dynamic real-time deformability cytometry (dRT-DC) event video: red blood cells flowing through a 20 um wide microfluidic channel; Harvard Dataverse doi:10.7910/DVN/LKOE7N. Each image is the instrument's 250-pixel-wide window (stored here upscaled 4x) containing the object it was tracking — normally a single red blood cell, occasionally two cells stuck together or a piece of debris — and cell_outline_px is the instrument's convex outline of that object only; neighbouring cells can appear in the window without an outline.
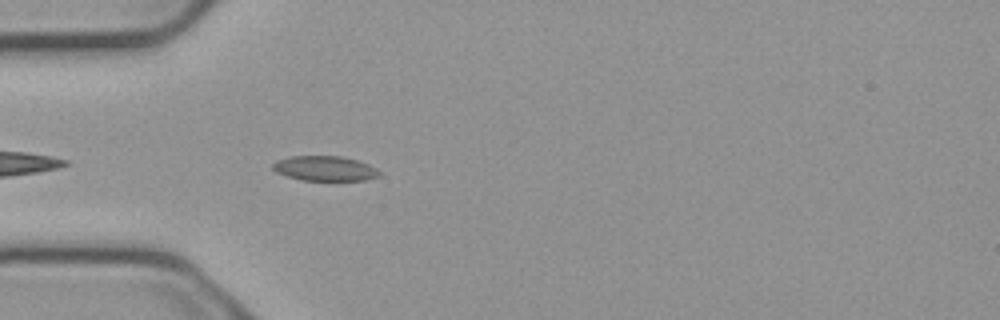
{"species": "common noctule bat (a hibernating species)", "species_latin": "Nyctalus noctula", "temperature_condition": "cold", "stored_images_in_passage": 41, "camera_frame_rate_fps": 3000, "um_per_image_px": 0.085, "animal": {"sex": "male", "body_mass_g": 23.1, "forearm_length_mm": 52.7}, "frame": {"image": 1, "passage_image": 3, "time_ms": 0.667, "image_size_px": [1000, 320], "cell_outline_px": [[380, 176], [364, 180], [304, 180], [288, 176], [276, 172], [272, 168], [272, 164], [276, 160], [292, 156], [340, 156], [356, 160], [368, 164], [376, 168], [380, 172]], "centroid_in_image_um": [27.61, 14.31], "position_along_channel_um": 57.4, "area_um2": 15.32}}
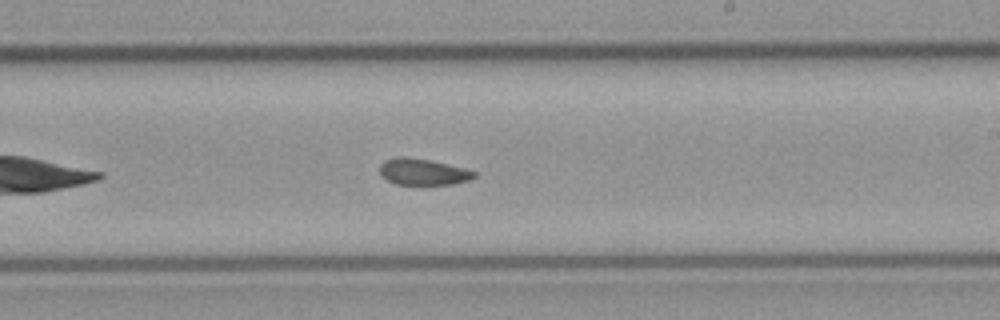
{"frame": {"image": 2, "passage_image": 19, "time_ms": 6.0, "image_size_px": [1000, 320], "cell_outline_px": [[476, 176], [468, 180], [452, 184], [396, 184], [380, 176], [380, 164], [384, 160], [396, 156], [400, 156], [428, 160], [464, 168], [476, 172]], "centroid_in_image_um": [35.91, 14.6], "position_along_channel_um": 253.1, "area_um2": 14.33}}
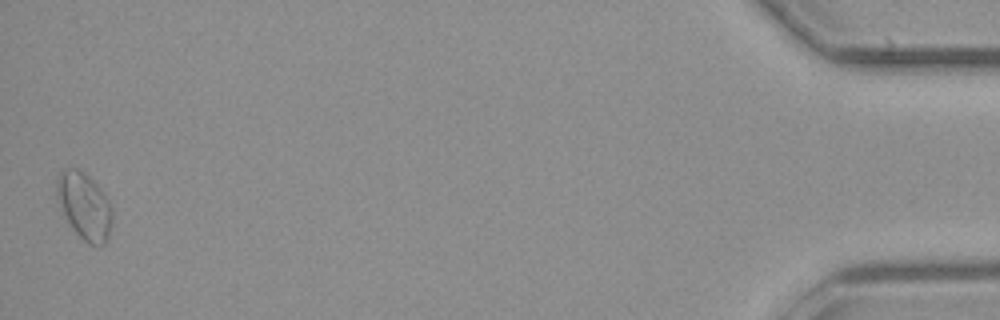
{"frame": {"image": 3, "passage_image": 41, "time_ms": 13.333, "image_size_px": [1000, 320], "cell_outline_px": [[112, 220], [108, 240], [100, 248], [88, 244], [72, 228], [56, 196], [56, 176], [64, 168], [76, 168], [84, 172], [104, 192], [112, 208]], "centroid_in_image_um": [7.19, 17.51], "position_along_channel_um": 428.0, "area_um2": 21.68}, "authors_computed_cell_mechanics": {"area_um2": 15.4326, "velocity_mm_per_s": 3.7344, "shape_relaxation_time_tau1_ms": null, "shape_relaxation_time_tau2_ms": 2.3558, "deformation_change_tau1": null, "deformation_change_tau2": 0.0532}}